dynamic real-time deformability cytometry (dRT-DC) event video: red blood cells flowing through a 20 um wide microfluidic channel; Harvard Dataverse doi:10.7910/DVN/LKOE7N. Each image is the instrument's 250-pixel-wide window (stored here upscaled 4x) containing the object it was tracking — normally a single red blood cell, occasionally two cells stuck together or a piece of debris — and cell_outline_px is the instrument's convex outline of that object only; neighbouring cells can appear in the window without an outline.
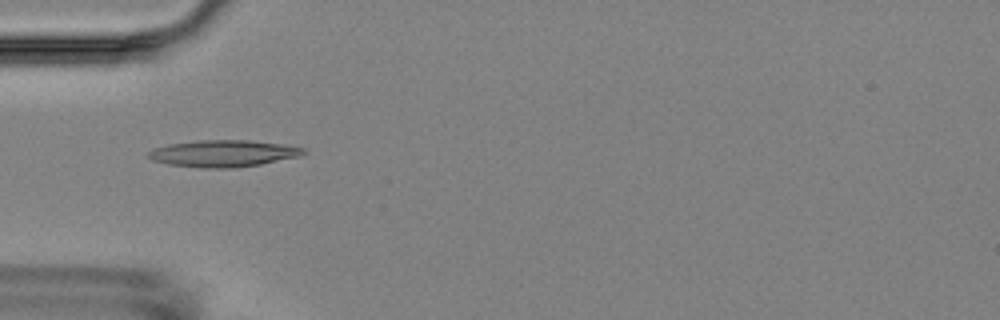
{"species": "Egyptian fruit bat (a non-hibernating species)", "species_latin": "Rousettus aegyptiacus", "temperature_condition": "room temperature", "stored_images_in_passage": 5, "camera_frame_rate_fps": 3000, "um_per_image_px": 0.085, "animal": {"sex": "female"}, "frame": {"image": 1, "passage_image": 1, "time_ms": 0.0, "image_size_px": [1000, 320], "cell_outline_px": [[308, 152], [300, 156], [260, 164], [232, 168], [200, 168], [168, 164], [152, 160], [148, 156], [148, 152], [152, 148], [168, 144], [196, 140], [248, 140], [280, 144], [304, 148]], "centroid_in_image_um": [18.94, 13.04], "position_along_channel_um": 66.1, "area_um2": 24.22}}
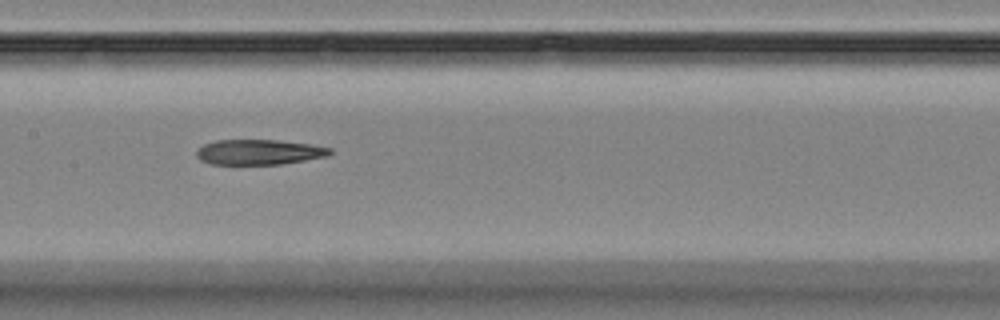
{"frame": {"image": 2, "passage_image": 4, "time_ms": 3.333, "image_size_px": [1000, 320], "cell_outline_px": [[332, 152], [328, 156], [280, 164], [212, 164], [200, 160], [196, 156], [196, 152], [204, 144], [216, 140], [280, 140], [312, 144], [332, 148]], "centroid_in_image_um": [22.04, 12.92], "position_along_channel_um": 185.4, "area_um2": 19.59}}
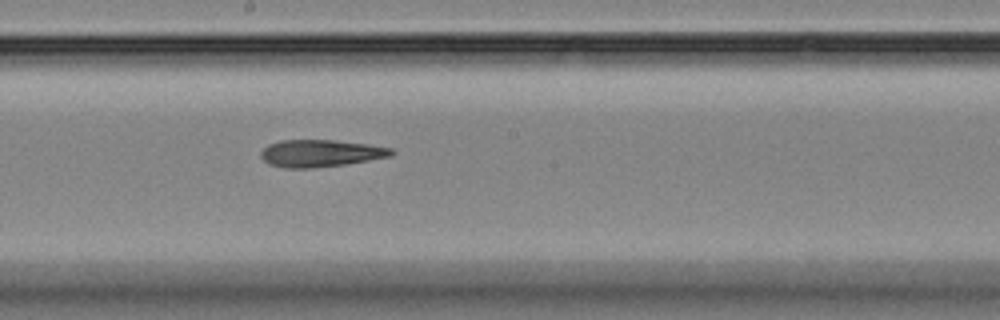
{"frame": {"image": 3, "passage_image": 5, "time_ms": 4.333, "image_size_px": [1000, 320], "cell_outline_px": [[396, 152], [392, 156], [344, 164], [312, 168], [284, 168], [268, 164], [260, 156], [260, 152], [268, 144], [280, 140], [332, 140], [368, 144], [392, 148]], "centroid_in_image_um": [27.23, 13.03], "position_along_channel_um": 221.0, "area_um2": 20.69}}